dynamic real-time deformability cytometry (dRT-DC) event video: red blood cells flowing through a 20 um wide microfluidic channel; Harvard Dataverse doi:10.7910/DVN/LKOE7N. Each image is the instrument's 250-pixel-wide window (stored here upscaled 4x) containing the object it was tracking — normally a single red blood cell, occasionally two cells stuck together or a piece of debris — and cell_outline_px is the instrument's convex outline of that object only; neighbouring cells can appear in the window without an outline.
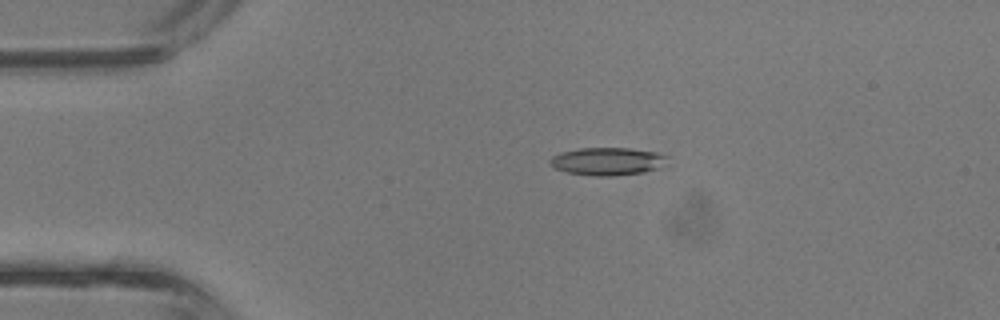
{"species": "common noctule bat (a hibernating species)", "species_latin": "Nyctalus noctula", "temperature_condition": "room temperature", "stored_images_in_passage": 2, "camera_frame_rate_fps": 3000, "um_per_image_px": 0.085, "animal": {"sex": "male", "body_mass_g": 13.3}, "frame": {"image": 1, "passage_image": 1, "time_ms": 0.0, "image_size_px": [1000, 320], "cell_outline_px": [[668, 156], [660, 168], [644, 172], [612, 176], [592, 176], [568, 172], [552, 168], [548, 164], [548, 160], [552, 156], [560, 152], [580, 148], [628, 148], [656, 152]], "centroid_in_image_um": [51.57, 13.71], "position_along_channel_um": 33.4, "area_um2": 19.13}}